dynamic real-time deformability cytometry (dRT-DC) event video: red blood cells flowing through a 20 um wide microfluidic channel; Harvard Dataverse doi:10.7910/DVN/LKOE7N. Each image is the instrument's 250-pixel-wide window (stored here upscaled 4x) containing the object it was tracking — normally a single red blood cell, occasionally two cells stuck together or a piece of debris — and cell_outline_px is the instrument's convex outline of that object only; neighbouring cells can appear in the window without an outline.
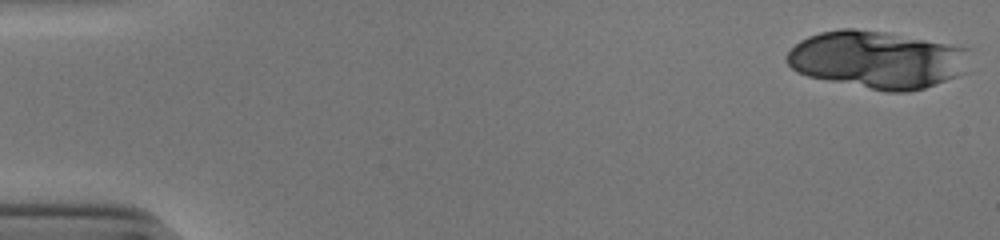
{"species": "human", "species_latin": "Homo sapiens", "temperature_condition": "cold", "stored_images_in_passage": 17, "camera_frame_rate_fps": 3000, "um_per_image_px": 0.085, "donor": {"sex": "male"}, "frame": {"image": 1, "passage_image": 1, "time_ms": 0.0, "image_size_px": [1000, 240], "cell_outline_px": [[968, 48], [956, 76], [936, 84], [924, 88], [908, 92], [888, 92], [808, 76], [796, 72], [788, 64], [784, 56], [800, 40], [808, 36], [820, 32], [840, 28], [852, 28], [884, 32]], "centroid_in_image_um": [74.42, 5.07], "position_along_channel_um": 10.6, "area_um2": 60.05}}